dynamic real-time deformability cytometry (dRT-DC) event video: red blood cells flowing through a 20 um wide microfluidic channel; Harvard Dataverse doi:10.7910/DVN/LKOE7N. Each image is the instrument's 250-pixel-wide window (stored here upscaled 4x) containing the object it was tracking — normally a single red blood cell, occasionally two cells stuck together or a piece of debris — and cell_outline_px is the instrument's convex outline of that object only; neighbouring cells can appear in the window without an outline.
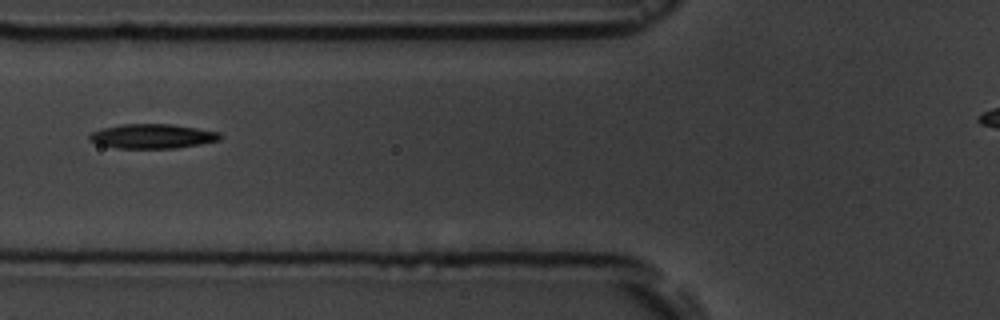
{"species": "common noctule bat (a hibernating species)", "species_latin": "Nyctalus noctula", "temperature_condition": "room temperature", "stored_images_in_passage": 7, "camera_frame_rate_fps": 3000, "um_per_image_px": 0.085, "animal": {"sex": "male", "body_mass_g": 19.5, "forearm_length_mm": 54.6}, "frame": {"image": 1, "passage_image": 5, "time_ms": 6.333, "image_size_px": [1000, 320], "cell_outline_px": [[224, 136], [220, 140], [200, 144], [176, 148], [116, 148], [100, 144], [88, 140], [88, 136], [92, 132], [104, 128], [120, 124], [172, 124], [220, 132]], "centroid_in_image_um": [12.98, 11.58], "position_along_channel_um": 112.8, "area_um2": 18.61}}
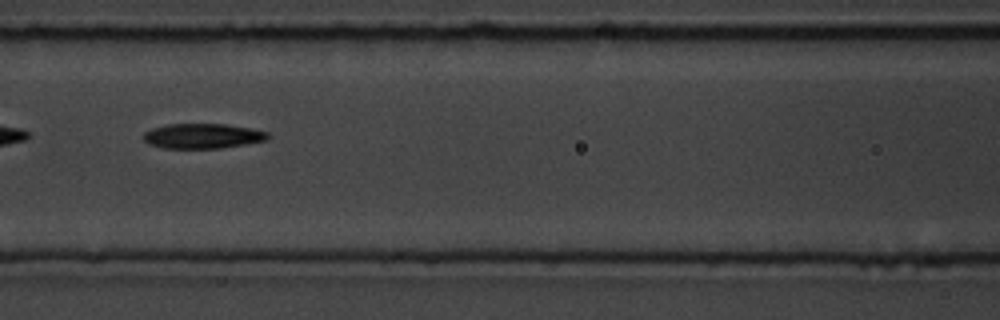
{"frame": {"image": 2, "passage_image": 6, "time_ms": 7.333, "image_size_px": [1000, 320], "cell_outline_px": [[268, 140], [220, 148], [164, 148], [148, 144], [144, 140], [144, 132], [152, 128], [168, 124], [224, 124], [248, 128], [268, 132]], "centroid_in_image_um": [17.19, 11.56], "position_along_channel_um": 149.4, "area_um2": 17.92}}
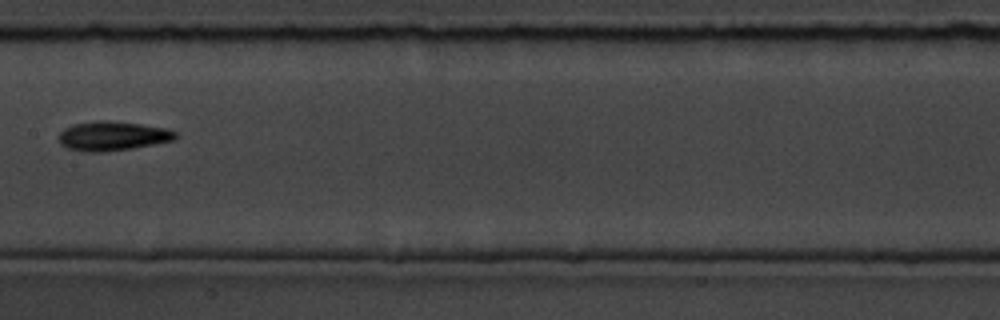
{"frame": {"image": 3, "passage_image": 7, "time_ms": 8.667, "image_size_px": [1000, 320], "cell_outline_px": [[180, 136], [176, 140], [132, 148], [100, 152], [88, 152], [68, 148], [60, 144], [56, 136], [64, 128], [72, 124], [104, 120], [108, 120], [140, 124], [164, 128], [176, 132]], "centroid_in_image_um": [9.55, 11.56], "position_along_channel_um": 197.8, "area_um2": 20.0}}